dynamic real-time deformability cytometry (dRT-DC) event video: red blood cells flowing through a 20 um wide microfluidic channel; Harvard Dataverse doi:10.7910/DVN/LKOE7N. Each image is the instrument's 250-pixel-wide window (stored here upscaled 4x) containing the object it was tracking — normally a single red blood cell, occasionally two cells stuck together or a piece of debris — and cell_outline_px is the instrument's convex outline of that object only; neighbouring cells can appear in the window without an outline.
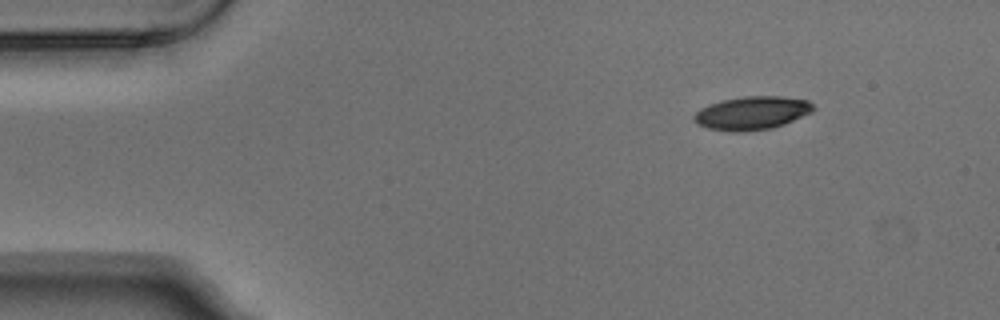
{"species": "Egyptian fruit bat (a non-hibernating species)", "species_latin": "Rousettus aegyptiacus", "temperature_condition": "warm", "stored_images_in_passage": 2, "camera_frame_rate_fps": 3000, "um_per_image_px": 0.085, "animal": {"sex": "male"}, "frame": {"image": 1, "passage_image": 1, "time_ms": 0.0, "image_size_px": [1000, 320], "cell_outline_px": [[816, 108], [812, 112], [784, 124], [772, 128], [744, 132], [732, 132], [708, 128], [696, 124], [692, 120], [692, 116], [700, 108], [708, 104], [724, 100], [744, 96], [780, 96], [808, 100]], "centroid_in_image_um": [63.89, 9.61], "position_along_channel_um": 21.1, "area_um2": 23.35}}